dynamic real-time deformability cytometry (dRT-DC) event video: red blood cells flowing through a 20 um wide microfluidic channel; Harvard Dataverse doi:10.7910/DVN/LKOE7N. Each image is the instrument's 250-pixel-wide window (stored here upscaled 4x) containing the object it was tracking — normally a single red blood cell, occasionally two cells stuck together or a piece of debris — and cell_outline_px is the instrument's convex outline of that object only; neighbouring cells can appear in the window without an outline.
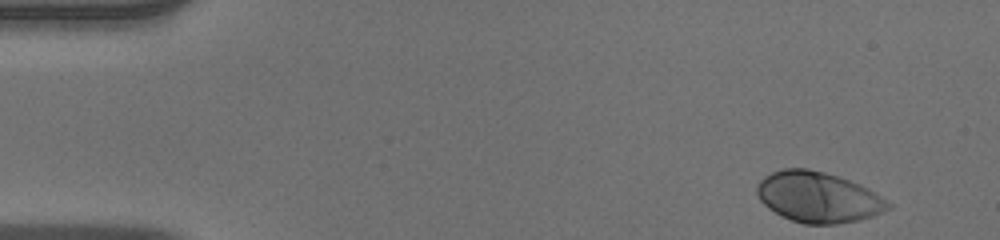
{"species": "human", "species_latin": "Homo sapiens", "temperature_condition": "warm", "stored_images_in_passage": 48, "camera_frame_rate_fps": 3000, "um_per_image_px": 0.085, "donor": {"sex": "male"}, "frame": {"image": 1, "passage_image": 1, "time_ms": 0.0, "image_size_px": [1000, 240], "cell_outline_px": [[892, 208], [872, 216], [860, 220], [836, 224], [804, 224], [792, 220], [768, 208], [760, 200], [756, 192], [756, 184], [764, 176], [772, 172], [784, 168], [808, 168], [824, 172], [860, 184], [868, 188], [892, 204]], "centroid_in_image_um": [69.54, 16.76], "position_along_channel_um": 15.5, "area_um2": 38.61}}
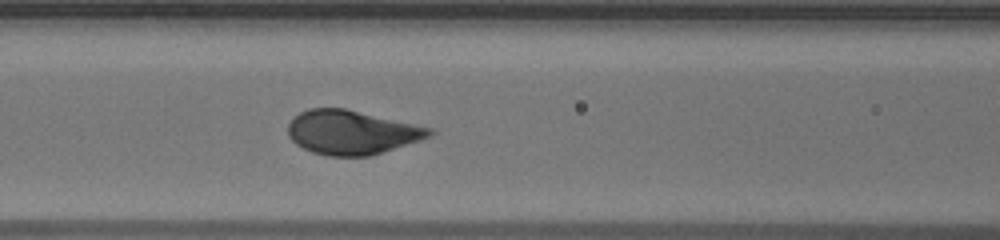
{"frame": {"image": 2, "passage_image": 19, "time_ms": 6.0, "image_size_px": [1000, 240], "cell_outline_px": [[436, 132], [420, 140], [368, 156], [328, 156], [312, 152], [296, 144], [288, 136], [288, 124], [300, 112], [308, 108], [344, 108], [432, 128]], "centroid_in_image_um": [29.86, 11.25], "position_along_channel_um": 136.7, "area_um2": 35.95}}
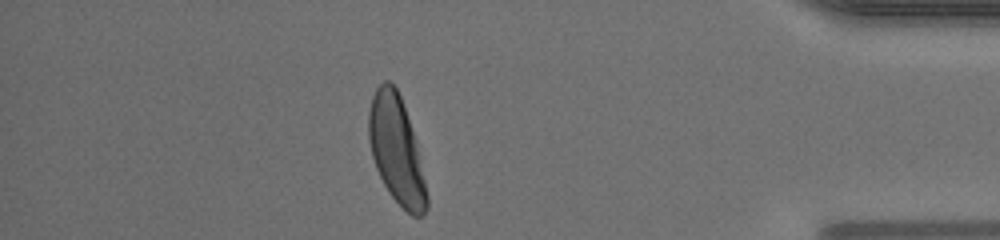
{"frame": {"image": 3, "passage_image": 42, "time_ms": 13.667, "image_size_px": [1000, 240], "cell_outline_px": [[428, 208], [420, 216], [412, 216], [388, 192], [376, 168], [372, 156], [368, 136], [368, 112], [372, 96], [376, 88], [384, 80], [388, 80], [396, 88], [400, 96], [412, 132], [428, 196]], "centroid_in_image_um": [33.66, 12.74], "position_along_channel_um": 401.5, "area_um2": 35.43}, "authors_computed_cell_mechanics": {"area_um2": 36.8475, "velocity_mm_per_s": 3.9718, "shape_relaxation_time_tau1_ms": 2.0985, "shape_relaxation_time_tau2_ms": null, "deformation_change_tau1": 0.1627, "deformation_change_tau2": null}}